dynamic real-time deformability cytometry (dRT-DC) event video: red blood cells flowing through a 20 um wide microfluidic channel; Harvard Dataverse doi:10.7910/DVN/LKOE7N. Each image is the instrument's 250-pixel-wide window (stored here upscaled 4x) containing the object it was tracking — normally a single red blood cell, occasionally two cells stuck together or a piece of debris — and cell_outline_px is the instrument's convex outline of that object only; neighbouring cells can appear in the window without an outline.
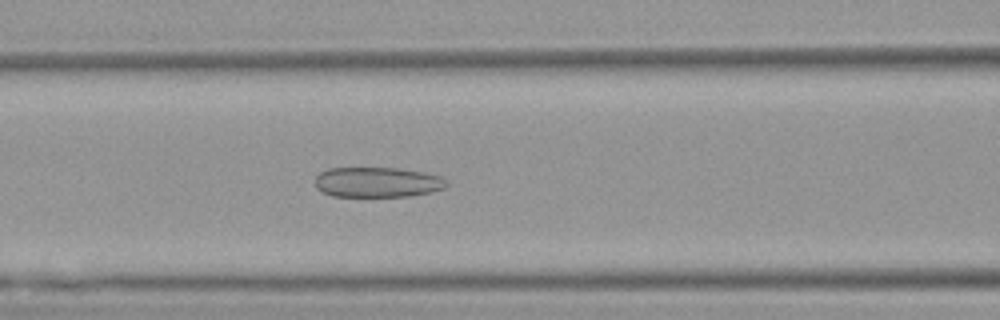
{"species": "Egyptian fruit bat (a non-hibernating species)", "species_latin": "Rousettus aegyptiacus", "temperature_condition": "warm", "stored_images_in_passage": 32, "camera_frame_rate_fps": 3000, "um_per_image_px": 0.085, "animal": {"sex": "female"}, "frame": {"image": 1, "passage_image": 10, "time_ms": 3.0, "image_size_px": [1000, 320], "cell_outline_px": [[448, 184], [444, 188], [432, 192], [408, 196], [332, 196], [320, 192], [316, 188], [316, 176], [320, 172], [328, 168], [396, 168], [424, 172], [440, 176]], "centroid_in_image_um": [32.05, 15.49], "position_along_channel_um": 134.6, "area_um2": 23.12}}
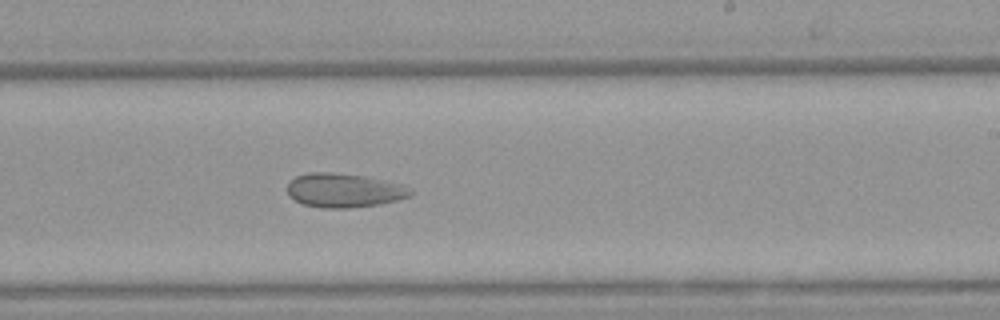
{"frame": {"image": 2, "passage_image": 20, "time_ms": 6.333, "image_size_px": [1000, 320], "cell_outline_px": [[412, 192], [408, 196], [396, 200], [380, 204], [352, 208], [320, 208], [304, 204], [288, 196], [288, 180], [296, 176], [308, 172], [332, 172], [364, 176], [400, 184]], "centroid_in_image_um": [29.16, 16.18], "position_along_channel_um": 259.8, "area_um2": 24.28}}
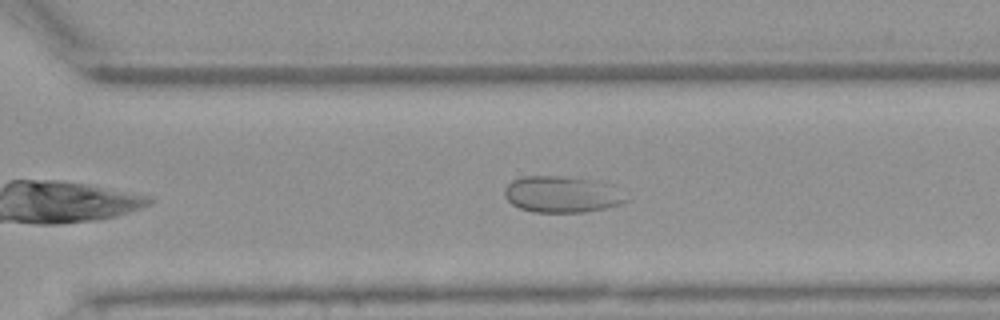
{"frame": {"image": 3, "passage_image": 25, "time_ms": 8.0, "image_size_px": [1000, 320], "cell_outline_px": [[628, 200], [620, 204], [604, 208], [584, 212], [532, 212], [520, 208], [512, 204], [504, 196], [504, 188], [512, 180], [524, 176], [560, 176], [588, 180], [604, 184]], "centroid_in_image_um": [47.62, 16.54], "position_along_channel_um": 323.0, "area_um2": 24.97}}